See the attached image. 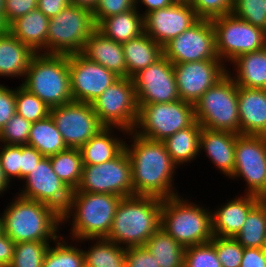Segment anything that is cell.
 Masks as SVG:
<instances>
[{"instance_id": "d4e9b609", "label": "cell", "mask_w": 266, "mask_h": 267, "mask_svg": "<svg viewBox=\"0 0 266 267\" xmlns=\"http://www.w3.org/2000/svg\"><path fill=\"white\" fill-rule=\"evenodd\" d=\"M127 133L117 127L102 128L79 149L82 163L97 165L112 160L124 149Z\"/></svg>"}, {"instance_id": "681fc988", "label": "cell", "mask_w": 266, "mask_h": 267, "mask_svg": "<svg viewBox=\"0 0 266 267\" xmlns=\"http://www.w3.org/2000/svg\"><path fill=\"white\" fill-rule=\"evenodd\" d=\"M125 267H159L154 257L144 246L129 247L125 252Z\"/></svg>"}, {"instance_id": "be15d7a7", "label": "cell", "mask_w": 266, "mask_h": 267, "mask_svg": "<svg viewBox=\"0 0 266 267\" xmlns=\"http://www.w3.org/2000/svg\"><path fill=\"white\" fill-rule=\"evenodd\" d=\"M174 2H184V3H189L190 0H174Z\"/></svg>"}, {"instance_id": "52a82bcc", "label": "cell", "mask_w": 266, "mask_h": 267, "mask_svg": "<svg viewBox=\"0 0 266 267\" xmlns=\"http://www.w3.org/2000/svg\"><path fill=\"white\" fill-rule=\"evenodd\" d=\"M194 107L195 119L202 128L240 134L238 86L228 73Z\"/></svg>"}, {"instance_id": "60d3db41", "label": "cell", "mask_w": 266, "mask_h": 267, "mask_svg": "<svg viewBox=\"0 0 266 267\" xmlns=\"http://www.w3.org/2000/svg\"><path fill=\"white\" fill-rule=\"evenodd\" d=\"M184 267H222V264L214 244L209 241L185 248Z\"/></svg>"}, {"instance_id": "7402d4cb", "label": "cell", "mask_w": 266, "mask_h": 267, "mask_svg": "<svg viewBox=\"0 0 266 267\" xmlns=\"http://www.w3.org/2000/svg\"><path fill=\"white\" fill-rule=\"evenodd\" d=\"M239 134L229 131L202 128L200 134V154L203 151L211 164L229 178L235 167V145Z\"/></svg>"}, {"instance_id": "e575fe53", "label": "cell", "mask_w": 266, "mask_h": 267, "mask_svg": "<svg viewBox=\"0 0 266 267\" xmlns=\"http://www.w3.org/2000/svg\"><path fill=\"white\" fill-rule=\"evenodd\" d=\"M64 236L61 234L49 245L42 267H85L80 240H69L67 235L66 238Z\"/></svg>"}, {"instance_id": "f907efd6", "label": "cell", "mask_w": 266, "mask_h": 267, "mask_svg": "<svg viewBox=\"0 0 266 267\" xmlns=\"http://www.w3.org/2000/svg\"><path fill=\"white\" fill-rule=\"evenodd\" d=\"M44 156L30 145H21V181Z\"/></svg>"}, {"instance_id": "8992f818", "label": "cell", "mask_w": 266, "mask_h": 267, "mask_svg": "<svg viewBox=\"0 0 266 267\" xmlns=\"http://www.w3.org/2000/svg\"><path fill=\"white\" fill-rule=\"evenodd\" d=\"M20 84L50 109L72 102L68 55L35 53Z\"/></svg>"}, {"instance_id": "680465c9", "label": "cell", "mask_w": 266, "mask_h": 267, "mask_svg": "<svg viewBox=\"0 0 266 267\" xmlns=\"http://www.w3.org/2000/svg\"><path fill=\"white\" fill-rule=\"evenodd\" d=\"M8 31V26L3 19V11H0V35Z\"/></svg>"}, {"instance_id": "277c9868", "label": "cell", "mask_w": 266, "mask_h": 267, "mask_svg": "<svg viewBox=\"0 0 266 267\" xmlns=\"http://www.w3.org/2000/svg\"><path fill=\"white\" fill-rule=\"evenodd\" d=\"M121 199L115 194L72 192L69 205L61 214L62 226L70 224L69 239L106 238Z\"/></svg>"}, {"instance_id": "30bf717a", "label": "cell", "mask_w": 266, "mask_h": 267, "mask_svg": "<svg viewBox=\"0 0 266 267\" xmlns=\"http://www.w3.org/2000/svg\"><path fill=\"white\" fill-rule=\"evenodd\" d=\"M211 21L217 56L228 67L240 55L266 47V31L232 13Z\"/></svg>"}, {"instance_id": "816d5d0a", "label": "cell", "mask_w": 266, "mask_h": 267, "mask_svg": "<svg viewBox=\"0 0 266 267\" xmlns=\"http://www.w3.org/2000/svg\"><path fill=\"white\" fill-rule=\"evenodd\" d=\"M240 267H266V248H244Z\"/></svg>"}, {"instance_id": "e7e4bbea", "label": "cell", "mask_w": 266, "mask_h": 267, "mask_svg": "<svg viewBox=\"0 0 266 267\" xmlns=\"http://www.w3.org/2000/svg\"><path fill=\"white\" fill-rule=\"evenodd\" d=\"M130 1L133 3L134 6H136L140 0H130Z\"/></svg>"}, {"instance_id": "3957f363", "label": "cell", "mask_w": 266, "mask_h": 267, "mask_svg": "<svg viewBox=\"0 0 266 267\" xmlns=\"http://www.w3.org/2000/svg\"><path fill=\"white\" fill-rule=\"evenodd\" d=\"M162 201L143 195L122 198L105 239L124 248L144 246L160 228Z\"/></svg>"}, {"instance_id": "9a60e30c", "label": "cell", "mask_w": 266, "mask_h": 267, "mask_svg": "<svg viewBox=\"0 0 266 267\" xmlns=\"http://www.w3.org/2000/svg\"><path fill=\"white\" fill-rule=\"evenodd\" d=\"M21 182L19 196L48 204L61 214L67 209L72 190L53 171L49 157H43Z\"/></svg>"}, {"instance_id": "836d02e7", "label": "cell", "mask_w": 266, "mask_h": 267, "mask_svg": "<svg viewBox=\"0 0 266 267\" xmlns=\"http://www.w3.org/2000/svg\"><path fill=\"white\" fill-rule=\"evenodd\" d=\"M144 247L156 257L159 267H184L185 247L161 227L147 240Z\"/></svg>"}, {"instance_id": "91938a15", "label": "cell", "mask_w": 266, "mask_h": 267, "mask_svg": "<svg viewBox=\"0 0 266 267\" xmlns=\"http://www.w3.org/2000/svg\"><path fill=\"white\" fill-rule=\"evenodd\" d=\"M3 234V217L2 213L0 212V235Z\"/></svg>"}, {"instance_id": "f1b7e54d", "label": "cell", "mask_w": 266, "mask_h": 267, "mask_svg": "<svg viewBox=\"0 0 266 267\" xmlns=\"http://www.w3.org/2000/svg\"><path fill=\"white\" fill-rule=\"evenodd\" d=\"M126 77L131 78L141 69L154 64L163 56V47L146 33L122 44Z\"/></svg>"}, {"instance_id": "d6a6232c", "label": "cell", "mask_w": 266, "mask_h": 267, "mask_svg": "<svg viewBox=\"0 0 266 267\" xmlns=\"http://www.w3.org/2000/svg\"><path fill=\"white\" fill-rule=\"evenodd\" d=\"M27 145L34 147L44 157L68 148L51 115L31 124Z\"/></svg>"}, {"instance_id": "ac0fdd59", "label": "cell", "mask_w": 266, "mask_h": 267, "mask_svg": "<svg viewBox=\"0 0 266 267\" xmlns=\"http://www.w3.org/2000/svg\"><path fill=\"white\" fill-rule=\"evenodd\" d=\"M70 90L73 101L91 104L118 78L104 66L81 53L68 55Z\"/></svg>"}, {"instance_id": "db71d44e", "label": "cell", "mask_w": 266, "mask_h": 267, "mask_svg": "<svg viewBox=\"0 0 266 267\" xmlns=\"http://www.w3.org/2000/svg\"><path fill=\"white\" fill-rule=\"evenodd\" d=\"M15 242L5 233L0 235V267H8L13 259Z\"/></svg>"}, {"instance_id": "44dd1931", "label": "cell", "mask_w": 266, "mask_h": 267, "mask_svg": "<svg viewBox=\"0 0 266 267\" xmlns=\"http://www.w3.org/2000/svg\"><path fill=\"white\" fill-rule=\"evenodd\" d=\"M260 197L250 194L237 195L222 205L211 209L212 234L217 237H235L241 230L250 210Z\"/></svg>"}, {"instance_id": "6125c7cd", "label": "cell", "mask_w": 266, "mask_h": 267, "mask_svg": "<svg viewBox=\"0 0 266 267\" xmlns=\"http://www.w3.org/2000/svg\"><path fill=\"white\" fill-rule=\"evenodd\" d=\"M4 10V0H0V11Z\"/></svg>"}, {"instance_id": "5b68a950", "label": "cell", "mask_w": 266, "mask_h": 267, "mask_svg": "<svg viewBox=\"0 0 266 267\" xmlns=\"http://www.w3.org/2000/svg\"><path fill=\"white\" fill-rule=\"evenodd\" d=\"M184 194L163 199L160 227L185 248L213 238L211 208Z\"/></svg>"}, {"instance_id": "603a6c76", "label": "cell", "mask_w": 266, "mask_h": 267, "mask_svg": "<svg viewBox=\"0 0 266 267\" xmlns=\"http://www.w3.org/2000/svg\"><path fill=\"white\" fill-rule=\"evenodd\" d=\"M240 134L266 136V89L238 87Z\"/></svg>"}, {"instance_id": "8d00e7d4", "label": "cell", "mask_w": 266, "mask_h": 267, "mask_svg": "<svg viewBox=\"0 0 266 267\" xmlns=\"http://www.w3.org/2000/svg\"><path fill=\"white\" fill-rule=\"evenodd\" d=\"M53 171L73 191L79 186L82 177V156L77 148H67L49 156Z\"/></svg>"}, {"instance_id": "7dc6e473", "label": "cell", "mask_w": 266, "mask_h": 267, "mask_svg": "<svg viewBox=\"0 0 266 267\" xmlns=\"http://www.w3.org/2000/svg\"><path fill=\"white\" fill-rule=\"evenodd\" d=\"M38 0H4L3 19L9 26L16 19L37 8Z\"/></svg>"}, {"instance_id": "7c38bea8", "label": "cell", "mask_w": 266, "mask_h": 267, "mask_svg": "<svg viewBox=\"0 0 266 267\" xmlns=\"http://www.w3.org/2000/svg\"><path fill=\"white\" fill-rule=\"evenodd\" d=\"M72 192L107 193L122 198L134 195L130 158L126 150L102 164H83L81 181Z\"/></svg>"}, {"instance_id": "94428289", "label": "cell", "mask_w": 266, "mask_h": 267, "mask_svg": "<svg viewBox=\"0 0 266 267\" xmlns=\"http://www.w3.org/2000/svg\"><path fill=\"white\" fill-rule=\"evenodd\" d=\"M259 202L264 206L266 210V197H260Z\"/></svg>"}, {"instance_id": "c3c4849f", "label": "cell", "mask_w": 266, "mask_h": 267, "mask_svg": "<svg viewBox=\"0 0 266 267\" xmlns=\"http://www.w3.org/2000/svg\"><path fill=\"white\" fill-rule=\"evenodd\" d=\"M12 88L0 84V130L16 113V86Z\"/></svg>"}, {"instance_id": "5bb4252c", "label": "cell", "mask_w": 266, "mask_h": 267, "mask_svg": "<svg viewBox=\"0 0 266 267\" xmlns=\"http://www.w3.org/2000/svg\"><path fill=\"white\" fill-rule=\"evenodd\" d=\"M163 55L172 63L220 60L216 53L211 20L199 19L189 29L163 46Z\"/></svg>"}, {"instance_id": "ab89813d", "label": "cell", "mask_w": 266, "mask_h": 267, "mask_svg": "<svg viewBox=\"0 0 266 267\" xmlns=\"http://www.w3.org/2000/svg\"><path fill=\"white\" fill-rule=\"evenodd\" d=\"M231 13L266 31V0H233Z\"/></svg>"}, {"instance_id": "cb8c5ba5", "label": "cell", "mask_w": 266, "mask_h": 267, "mask_svg": "<svg viewBox=\"0 0 266 267\" xmlns=\"http://www.w3.org/2000/svg\"><path fill=\"white\" fill-rule=\"evenodd\" d=\"M81 54L119 77H126V62L121 43L107 38L97 29L86 40Z\"/></svg>"}, {"instance_id": "f5cc1de1", "label": "cell", "mask_w": 266, "mask_h": 267, "mask_svg": "<svg viewBox=\"0 0 266 267\" xmlns=\"http://www.w3.org/2000/svg\"><path fill=\"white\" fill-rule=\"evenodd\" d=\"M71 5L70 0H38L37 8L48 18L59 14L64 8Z\"/></svg>"}, {"instance_id": "1f68e13d", "label": "cell", "mask_w": 266, "mask_h": 267, "mask_svg": "<svg viewBox=\"0 0 266 267\" xmlns=\"http://www.w3.org/2000/svg\"><path fill=\"white\" fill-rule=\"evenodd\" d=\"M85 241H91L83 249L85 267H125L126 248L105 238L81 239L80 243Z\"/></svg>"}, {"instance_id": "d6986e66", "label": "cell", "mask_w": 266, "mask_h": 267, "mask_svg": "<svg viewBox=\"0 0 266 267\" xmlns=\"http://www.w3.org/2000/svg\"><path fill=\"white\" fill-rule=\"evenodd\" d=\"M173 67L180 99L193 105L228 73L221 60L185 62Z\"/></svg>"}, {"instance_id": "b9f144b4", "label": "cell", "mask_w": 266, "mask_h": 267, "mask_svg": "<svg viewBox=\"0 0 266 267\" xmlns=\"http://www.w3.org/2000/svg\"><path fill=\"white\" fill-rule=\"evenodd\" d=\"M222 267H240L244 247L233 237L213 236L210 240Z\"/></svg>"}, {"instance_id": "7bdbcfd3", "label": "cell", "mask_w": 266, "mask_h": 267, "mask_svg": "<svg viewBox=\"0 0 266 267\" xmlns=\"http://www.w3.org/2000/svg\"><path fill=\"white\" fill-rule=\"evenodd\" d=\"M31 122L15 113L0 130V144L25 145L28 143Z\"/></svg>"}, {"instance_id": "f35d334b", "label": "cell", "mask_w": 266, "mask_h": 267, "mask_svg": "<svg viewBox=\"0 0 266 267\" xmlns=\"http://www.w3.org/2000/svg\"><path fill=\"white\" fill-rule=\"evenodd\" d=\"M16 113L33 123L47 118L50 108L20 84L16 86Z\"/></svg>"}, {"instance_id": "d590c367", "label": "cell", "mask_w": 266, "mask_h": 267, "mask_svg": "<svg viewBox=\"0 0 266 267\" xmlns=\"http://www.w3.org/2000/svg\"><path fill=\"white\" fill-rule=\"evenodd\" d=\"M234 238L244 248H266V210L260 202L250 210Z\"/></svg>"}, {"instance_id": "6da1fadb", "label": "cell", "mask_w": 266, "mask_h": 267, "mask_svg": "<svg viewBox=\"0 0 266 267\" xmlns=\"http://www.w3.org/2000/svg\"><path fill=\"white\" fill-rule=\"evenodd\" d=\"M124 149L131 164L134 195L167 199L180 195L175 187L178 166L172 161L162 141L127 133ZM128 141V143H127Z\"/></svg>"}, {"instance_id": "484cf974", "label": "cell", "mask_w": 266, "mask_h": 267, "mask_svg": "<svg viewBox=\"0 0 266 267\" xmlns=\"http://www.w3.org/2000/svg\"><path fill=\"white\" fill-rule=\"evenodd\" d=\"M35 52L9 31L0 35V78L23 81Z\"/></svg>"}, {"instance_id": "ba28073f", "label": "cell", "mask_w": 266, "mask_h": 267, "mask_svg": "<svg viewBox=\"0 0 266 267\" xmlns=\"http://www.w3.org/2000/svg\"><path fill=\"white\" fill-rule=\"evenodd\" d=\"M95 30L92 11L71 4L50 18L46 54L81 53L86 40Z\"/></svg>"}, {"instance_id": "bcb514c9", "label": "cell", "mask_w": 266, "mask_h": 267, "mask_svg": "<svg viewBox=\"0 0 266 267\" xmlns=\"http://www.w3.org/2000/svg\"><path fill=\"white\" fill-rule=\"evenodd\" d=\"M134 7L130 0H98L92 11L95 24L97 26L104 18L125 13Z\"/></svg>"}, {"instance_id": "9c48e42d", "label": "cell", "mask_w": 266, "mask_h": 267, "mask_svg": "<svg viewBox=\"0 0 266 267\" xmlns=\"http://www.w3.org/2000/svg\"><path fill=\"white\" fill-rule=\"evenodd\" d=\"M137 122L133 129L141 137L164 141L195 121V107L181 99L170 103L138 105Z\"/></svg>"}, {"instance_id": "2e32d148", "label": "cell", "mask_w": 266, "mask_h": 267, "mask_svg": "<svg viewBox=\"0 0 266 267\" xmlns=\"http://www.w3.org/2000/svg\"><path fill=\"white\" fill-rule=\"evenodd\" d=\"M50 115L68 148L80 149L104 128L89 103L72 101L51 108Z\"/></svg>"}, {"instance_id": "8fae6325", "label": "cell", "mask_w": 266, "mask_h": 267, "mask_svg": "<svg viewBox=\"0 0 266 267\" xmlns=\"http://www.w3.org/2000/svg\"><path fill=\"white\" fill-rule=\"evenodd\" d=\"M91 105L104 127L133 131L139 107L132 78L119 77Z\"/></svg>"}, {"instance_id": "11a10c76", "label": "cell", "mask_w": 266, "mask_h": 267, "mask_svg": "<svg viewBox=\"0 0 266 267\" xmlns=\"http://www.w3.org/2000/svg\"><path fill=\"white\" fill-rule=\"evenodd\" d=\"M173 3H174V0H140L135 7L143 16H145L146 14L154 10L169 7ZM142 5L143 7H145L143 8L145 11L141 9Z\"/></svg>"}, {"instance_id": "e0dca14e", "label": "cell", "mask_w": 266, "mask_h": 267, "mask_svg": "<svg viewBox=\"0 0 266 267\" xmlns=\"http://www.w3.org/2000/svg\"><path fill=\"white\" fill-rule=\"evenodd\" d=\"M131 78L138 105L170 103L180 99L173 64L164 55Z\"/></svg>"}, {"instance_id": "f6af8a7d", "label": "cell", "mask_w": 266, "mask_h": 267, "mask_svg": "<svg viewBox=\"0 0 266 267\" xmlns=\"http://www.w3.org/2000/svg\"><path fill=\"white\" fill-rule=\"evenodd\" d=\"M199 19L212 20L232 12L233 0H190Z\"/></svg>"}, {"instance_id": "ffe728a7", "label": "cell", "mask_w": 266, "mask_h": 267, "mask_svg": "<svg viewBox=\"0 0 266 267\" xmlns=\"http://www.w3.org/2000/svg\"><path fill=\"white\" fill-rule=\"evenodd\" d=\"M199 20L189 3L174 2L144 16V33L162 47Z\"/></svg>"}, {"instance_id": "7a4b0ae2", "label": "cell", "mask_w": 266, "mask_h": 267, "mask_svg": "<svg viewBox=\"0 0 266 267\" xmlns=\"http://www.w3.org/2000/svg\"><path fill=\"white\" fill-rule=\"evenodd\" d=\"M15 194L2 210L3 233L15 243L55 241L64 231L61 213L48 204Z\"/></svg>"}, {"instance_id": "ee69618b", "label": "cell", "mask_w": 266, "mask_h": 267, "mask_svg": "<svg viewBox=\"0 0 266 267\" xmlns=\"http://www.w3.org/2000/svg\"><path fill=\"white\" fill-rule=\"evenodd\" d=\"M0 161L8 181L21 182V145L0 144Z\"/></svg>"}, {"instance_id": "9f6ffc18", "label": "cell", "mask_w": 266, "mask_h": 267, "mask_svg": "<svg viewBox=\"0 0 266 267\" xmlns=\"http://www.w3.org/2000/svg\"><path fill=\"white\" fill-rule=\"evenodd\" d=\"M13 185L6 178L0 161V197L4 196Z\"/></svg>"}, {"instance_id": "4316f807", "label": "cell", "mask_w": 266, "mask_h": 267, "mask_svg": "<svg viewBox=\"0 0 266 267\" xmlns=\"http://www.w3.org/2000/svg\"><path fill=\"white\" fill-rule=\"evenodd\" d=\"M49 21L50 18L36 8L13 21L8 26V31L35 53L46 54Z\"/></svg>"}, {"instance_id": "4fadbf2b", "label": "cell", "mask_w": 266, "mask_h": 267, "mask_svg": "<svg viewBox=\"0 0 266 267\" xmlns=\"http://www.w3.org/2000/svg\"><path fill=\"white\" fill-rule=\"evenodd\" d=\"M230 180L245 181L244 194H266V136L239 134L235 145V167Z\"/></svg>"}, {"instance_id": "6f0895ef", "label": "cell", "mask_w": 266, "mask_h": 267, "mask_svg": "<svg viewBox=\"0 0 266 267\" xmlns=\"http://www.w3.org/2000/svg\"><path fill=\"white\" fill-rule=\"evenodd\" d=\"M72 5L87 8L91 11L97 6L98 0H70Z\"/></svg>"}, {"instance_id": "74e56055", "label": "cell", "mask_w": 266, "mask_h": 267, "mask_svg": "<svg viewBox=\"0 0 266 267\" xmlns=\"http://www.w3.org/2000/svg\"><path fill=\"white\" fill-rule=\"evenodd\" d=\"M54 241L15 243L13 259L8 267H42L47 249Z\"/></svg>"}, {"instance_id": "4dcf8cb0", "label": "cell", "mask_w": 266, "mask_h": 267, "mask_svg": "<svg viewBox=\"0 0 266 267\" xmlns=\"http://www.w3.org/2000/svg\"><path fill=\"white\" fill-rule=\"evenodd\" d=\"M201 131V125L195 121L191 126L179 130L163 141L172 161L178 167L193 163L200 155Z\"/></svg>"}, {"instance_id": "83f0119b", "label": "cell", "mask_w": 266, "mask_h": 267, "mask_svg": "<svg viewBox=\"0 0 266 267\" xmlns=\"http://www.w3.org/2000/svg\"><path fill=\"white\" fill-rule=\"evenodd\" d=\"M231 65L228 74L238 87L266 89V47L240 55Z\"/></svg>"}, {"instance_id": "f546056e", "label": "cell", "mask_w": 266, "mask_h": 267, "mask_svg": "<svg viewBox=\"0 0 266 267\" xmlns=\"http://www.w3.org/2000/svg\"><path fill=\"white\" fill-rule=\"evenodd\" d=\"M96 29L117 43H125L144 33V16L134 7L125 13L104 18Z\"/></svg>"}]
</instances>
